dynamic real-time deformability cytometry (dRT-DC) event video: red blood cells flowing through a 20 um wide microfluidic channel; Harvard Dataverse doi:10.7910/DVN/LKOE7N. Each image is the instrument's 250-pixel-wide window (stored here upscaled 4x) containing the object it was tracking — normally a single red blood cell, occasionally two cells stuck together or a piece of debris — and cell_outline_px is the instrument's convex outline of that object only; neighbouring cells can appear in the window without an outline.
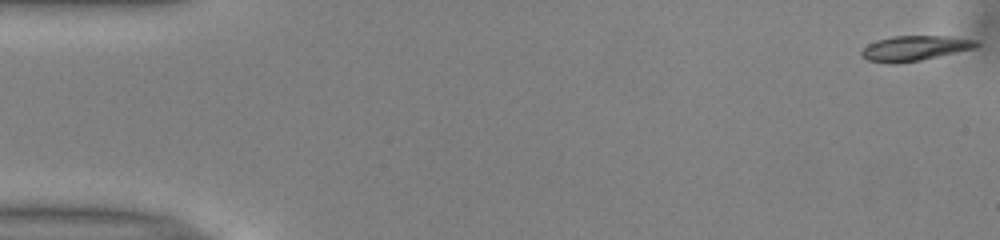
{"species": "common noctule bat (a hibernating species)", "species_latin": "Nyctalus noctula", "temperature_condition": "warm", "stored_images_in_passage": 51, "camera_frame_rate_fps": 3000, "um_per_image_px": 0.085, "animal": {"sex": "male", "body_mass_g": 13.0, "forearm_length_mm": 53.1}, "frame": {"image": 1, "passage_image": 1, "time_ms": 0.0, "image_size_px": [1000, 240], "cell_outline_px": [[980, 44], [976, 48], [920, 60], [896, 64], [888, 64], [868, 60], [860, 56], [860, 52], [868, 44], [876, 40], [892, 36], [948, 36], [976, 40]], "centroid_in_image_um": [77.72, 4.1], "position_along_channel_um": 7.3, "area_um2": 16.88}}
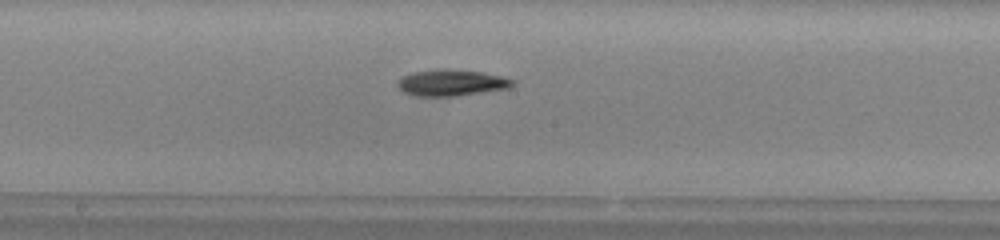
{"frame": {"image": 2, "passage_image": 27, "time_ms": 8.667, "image_size_px": [1000, 240], "cell_outline_px": [[516, 84], [508, 88], [456, 96], [416, 96], [400, 92], [396, 84], [404, 76], [412, 72], [440, 68], [448, 68], [484, 72], [516, 80]], "centroid_in_image_um": [38.36, 7.02], "position_along_channel_um": 209.8, "area_um2": 17.92}}
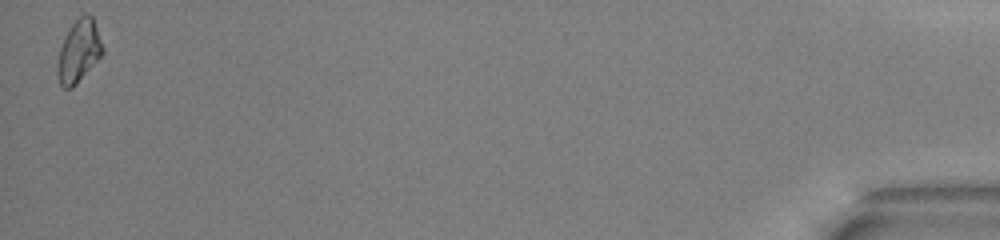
{"frame": {"image": 3, "passage_image": 51, "time_ms": 16.667, "image_size_px": [1000, 240], "cell_outline_px": [[104, 52], [76, 84], [72, 88], [64, 88], [60, 84], [56, 76], [56, 64], [60, 48], [64, 36], [72, 24], [84, 12], [88, 12], [92, 16], [104, 48]], "centroid_in_image_um": [6.67, 4.34], "position_along_channel_um": 428.5, "area_um2": 16.47}, "authors_computed_cell_mechanics": {"area_um2": 16.5886, "velocity_mm_per_s": 3.9825, "shape_relaxation_time_tau1_ms": 2.4083, "shape_relaxation_time_tau2_ms": null, "deformation_change_tau1": 0.1408, "deformation_change_tau2": null}}